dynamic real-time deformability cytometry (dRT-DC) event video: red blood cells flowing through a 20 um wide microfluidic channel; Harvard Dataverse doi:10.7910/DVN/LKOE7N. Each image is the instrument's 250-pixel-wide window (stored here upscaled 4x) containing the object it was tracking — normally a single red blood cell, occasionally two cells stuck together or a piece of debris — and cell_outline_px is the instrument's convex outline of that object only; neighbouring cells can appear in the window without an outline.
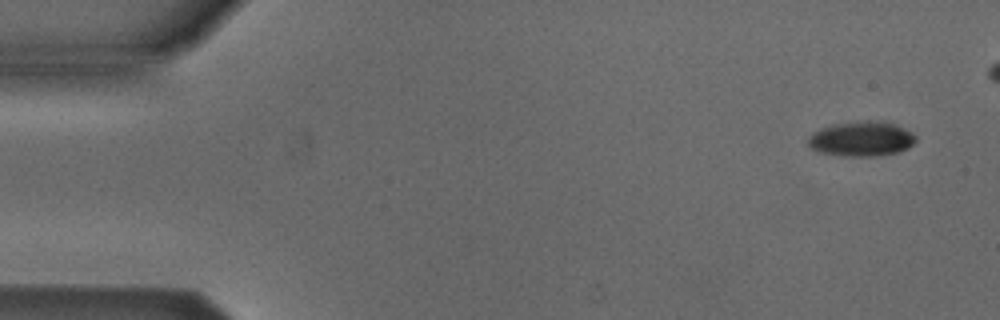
{"species": "Egyptian fruit bat (a non-hibernating species)", "species_latin": "Rousettus aegyptiacus", "temperature_condition": "cold", "stored_images_in_passage": 46, "camera_frame_rate_fps": 3000, "um_per_image_px": 0.085, "animal": {"sex": "male"}, "frame": {"image": 1, "passage_image": 1, "time_ms": 0.0, "image_size_px": [1000, 320], "cell_outline_px": [[916, 140], [908, 148], [896, 152], [872, 156], [852, 156], [820, 152], [812, 148], [808, 144], [808, 136], [812, 132], [820, 128], [832, 124], [892, 124], [904, 128], [912, 132], [916, 136]], "centroid_in_image_um": [73.19, 11.85], "position_along_channel_um": 11.8, "area_um2": 20.69}}
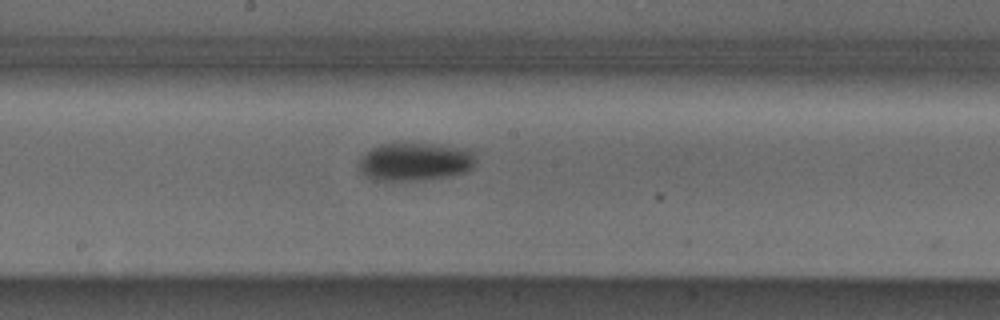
{"frame": {"image": 2, "passage_image": 26, "time_ms": 8.333, "image_size_px": [1000, 320], "cell_outline_px": [[476, 164], [468, 172], [448, 176], [420, 180], [376, 180], [360, 172], [356, 164], [360, 156], [372, 148], [380, 144], [440, 144], [464, 148], [472, 152], [476, 160]], "centroid_in_image_um": [35.27, 13.74], "position_along_channel_um": 212.9, "area_um2": 26.13}}
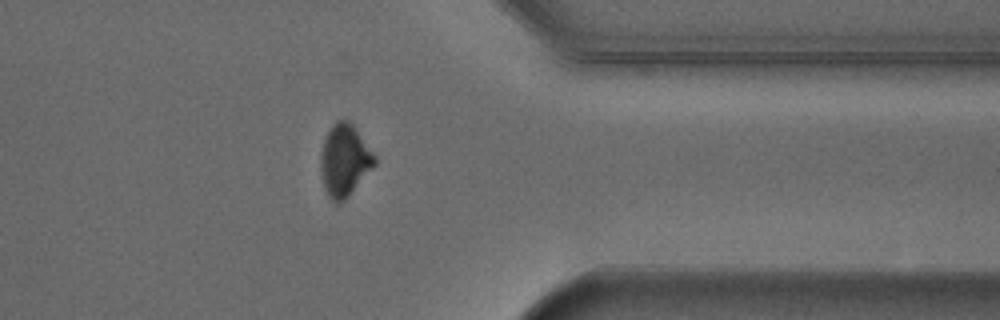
{"frame": {"image": 3, "passage_image": 40, "time_ms": 13.0, "image_size_px": [1000, 320], "cell_outline_px": [[376, 164], [348, 196], [344, 200], [336, 204], [328, 196], [324, 184], [320, 168], [320, 156], [324, 140], [332, 124], [336, 120], [348, 120], [352, 124], [376, 156]], "centroid_in_image_um": [29.28, 13.62], "position_along_channel_um": 382.1, "area_um2": 22.31}}